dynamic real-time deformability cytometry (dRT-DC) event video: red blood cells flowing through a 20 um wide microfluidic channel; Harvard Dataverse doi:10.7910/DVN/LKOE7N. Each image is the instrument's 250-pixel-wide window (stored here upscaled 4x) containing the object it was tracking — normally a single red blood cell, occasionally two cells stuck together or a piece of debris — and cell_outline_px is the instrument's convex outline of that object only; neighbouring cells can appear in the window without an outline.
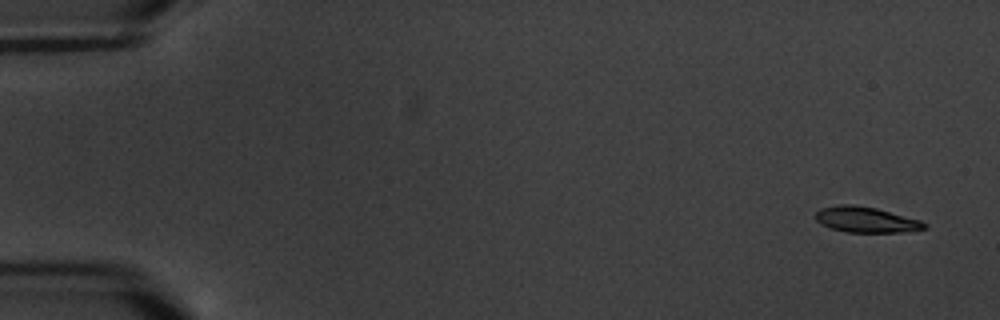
{"species": "common noctule bat (a hibernating species)", "species_latin": "Nyctalus noctula", "temperature_condition": "warm", "stored_images_in_passage": 6, "camera_frame_rate_fps": 3000, "um_per_image_px": 0.085, "animal": {"sex": "male", "body_mass_g": 20.1, "forearm_length_mm": 53.5}, "frame": {"image": 1, "passage_image": 1, "time_ms": 0.0, "image_size_px": [1000, 320], "cell_outline_px": [[928, 228], [904, 232], [844, 232], [820, 224], [816, 220], [816, 212], [820, 208], [840, 204], [852, 204], [876, 208], [920, 220], [928, 224]], "centroid_in_image_um": [73.61, 18.67], "position_along_channel_um": 11.4, "area_um2": 16.3}}
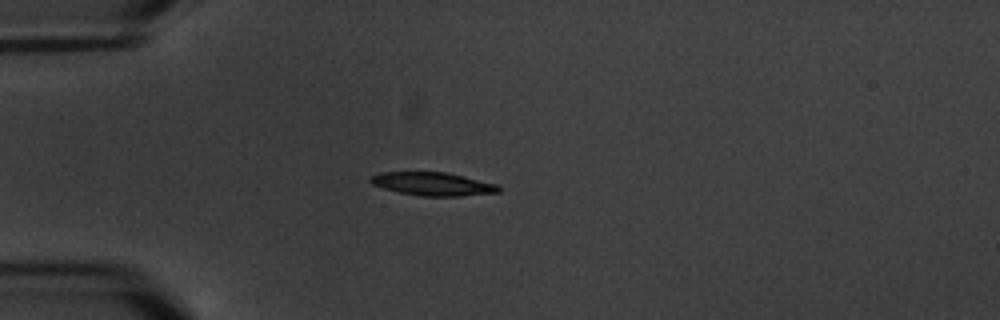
{"frame": {"image": 2, "passage_image": 5, "time_ms": 4.667, "image_size_px": [1000, 320], "cell_outline_px": [[500, 192], [460, 196], [420, 196], [400, 192], [384, 188], [372, 184], [368, 180], [368, 176], [380, 172], [444, 172], [496, 184], [500, 188]], "centroid_in_image_um": [36.72, 15.63], "position_along_channel_um": 48.3, "area_um2": 17.22}}